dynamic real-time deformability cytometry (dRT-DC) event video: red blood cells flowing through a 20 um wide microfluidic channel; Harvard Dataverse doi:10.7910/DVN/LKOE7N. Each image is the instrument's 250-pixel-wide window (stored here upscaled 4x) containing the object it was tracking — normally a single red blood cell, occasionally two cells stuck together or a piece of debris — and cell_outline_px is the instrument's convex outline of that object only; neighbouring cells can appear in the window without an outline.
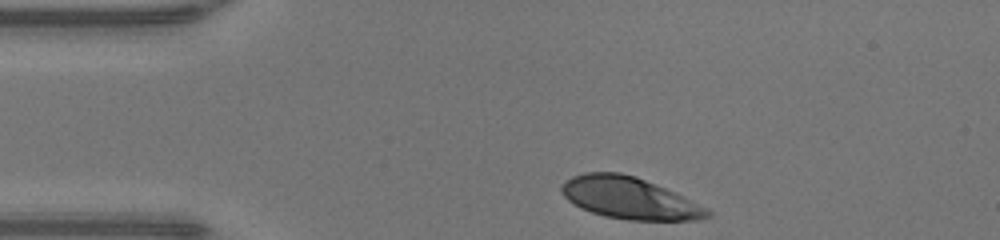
{"species": "human", "species_latin": "Homo sapiens", "temperature_condition": "warm", "stored_images_in_passage": 31, "camera_frame_rate_fps": 3000, "um_per_image_px": 0.085, "donor": {"sex": "male"}, "frame": {"image": 1, "passage_image": 1, "time_ms": 0.0, "image_size_px": [1000, 240], "cell_outline_px": [[712, 216], [696, 220], [628, 220], [604, 216], [580, 208], [568, 200], [564, 196], [560, 188], [572, 176], [584, 172], [620, 172], [636, 176], [664, 188], [712, 212]], "centroid_in_image_um": [53.45, 16.84], "position_along_channel_um": 31.6, "area_um2": 34.91}}
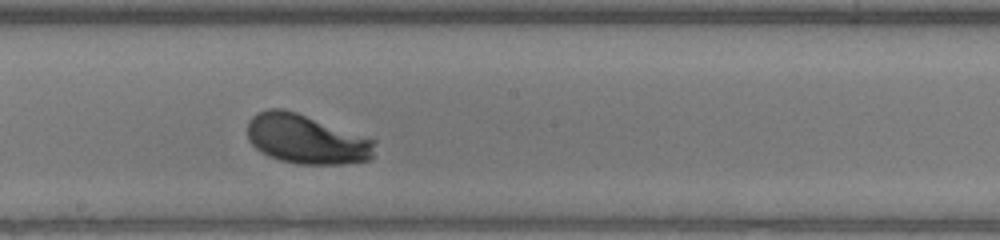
{"frame": {"image": 2, "passage_image": 18, "time_ms": 5.667, "image_size_px": [1000, 240], "cell_outline_px": [[372, 156], [368, 160], [340, 164], [296, 164], [280, 160], [268, 156], [260, 152], [248, 140], [248, 120], [256, 112], [268, 108], [284, 108], [296, 112], [372, 140]], "centroid_in_image_um": [25.91, 11.83], "position_along_channel_um": 222.3, "area_um2": 36.01}}
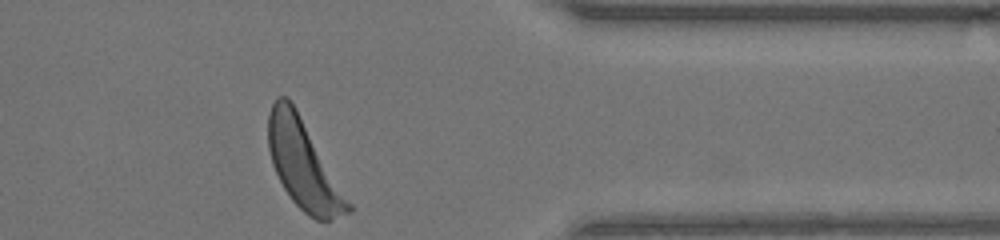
{"frame": {"image": 3, "passage_image": 31, "time_ms": 10.0, "image_size_px": [1000, 240], "cell_outline_px": [[352, 212], [332, 220], [316, 220], [308, 216], [292, 200], [284, 188], [272, 164], [268, 148], [268, 112], [276, 96], [288, 96], [296, 108], [352, 204]], "centroid_in_image_um": [25.79, 13.99], "position_along_channel_um": 385.6, "area_um2": 40.92}, "authors_computed_cell_mechanics": {"area_um2": 36.5874, "velocity_mm_per_s": 4.2043, "shape_relaxation_time_tau1_ms": 1.7599, "shape_relaxation_time_tau2_ms": 4.2985, "deformation_change_tau1": 0.155, "deformation_change_tau2": 0.1764}}